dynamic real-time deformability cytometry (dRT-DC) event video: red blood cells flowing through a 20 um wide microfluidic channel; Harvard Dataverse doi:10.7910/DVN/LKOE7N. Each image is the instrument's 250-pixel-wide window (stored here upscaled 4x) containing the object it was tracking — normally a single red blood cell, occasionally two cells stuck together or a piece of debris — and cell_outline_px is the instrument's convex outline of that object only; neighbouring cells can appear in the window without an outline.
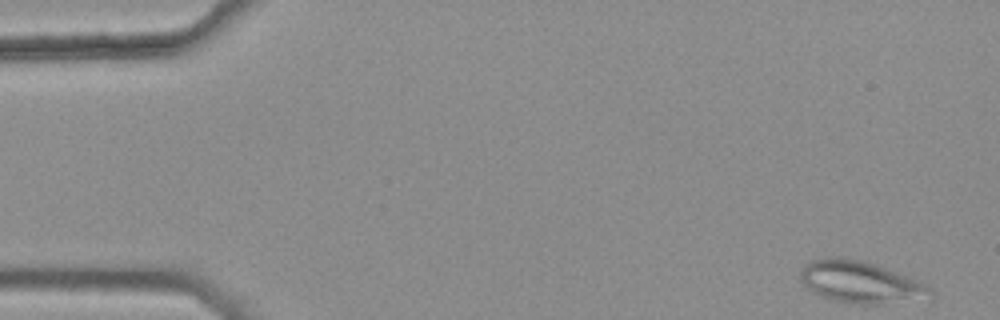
{"species": "common noctule bat (a hibernating species)", "species_latin": "Nyctalus noctula", "temperature_condition": "warm", "stored_images_in_passage": 15, "camera_frame_rate_fps": 3000, "um_per_image_px": 0.085, "animal": {"sex": "female", "body_mass_g": 25.1}, "frame": {"image": 1, "passage_image": 1, "time_ms": 0.0, "image_size_px": [1000, 320], "cell_outline_px": [[932, 300], [876, 304], [852, 304], [832, 300], [820, 296], [808, 288], [804, 284], [800, 276], [800, 272], [804, 264], [812, 260], [828, 256], [840, 256], [864, 260], [876, 264], [924, 284], [932, 288]], "centroid_in_image_um": [73.16, 23.99], "position_along_channel_um": 11.8, "area_um2": 32.14}}